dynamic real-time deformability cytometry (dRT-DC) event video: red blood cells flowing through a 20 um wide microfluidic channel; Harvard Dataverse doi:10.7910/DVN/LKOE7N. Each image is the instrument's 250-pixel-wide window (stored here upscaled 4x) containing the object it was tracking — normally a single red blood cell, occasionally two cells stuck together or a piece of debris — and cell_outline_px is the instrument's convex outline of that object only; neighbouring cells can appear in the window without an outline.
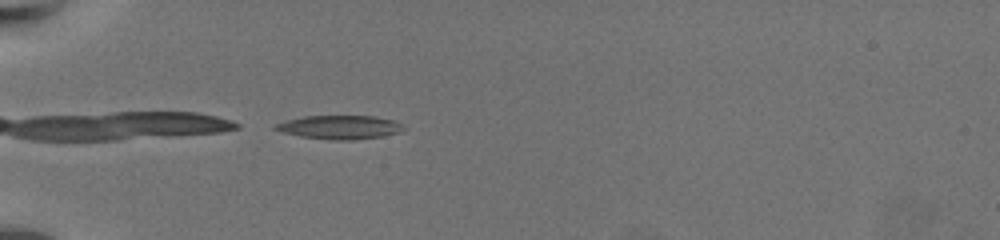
{"species": "common noctule bat (a hibernating species)", "species_latin": "Nyctalus noctula", "temperature_condition": "warm", "stored_images_in_passage": 42, "camera_frame_rate_fps": 3000, "um_per_image_px": 0.085, "animal": {"sex": "female", "body_mass_g": 19.5, "forearm_length_mm": 54.1}, "frame": {"image": 1, "passage_image": 1, "time_ms": 0.0, "image_size_px": [1000, 240], "cell_outline_px": [[404, 128], [400, 132], [380, 136], [352, 140], [332, 140], [300, 136], [284, 132], [272, 128], [272, 124], [284, 120], [304, 116], [376, 116], [396, 120]], "centroid_in_image_um": [28.83, 10.8], "position_along_channel_um": 56.2, "area_um2": 17.74}}
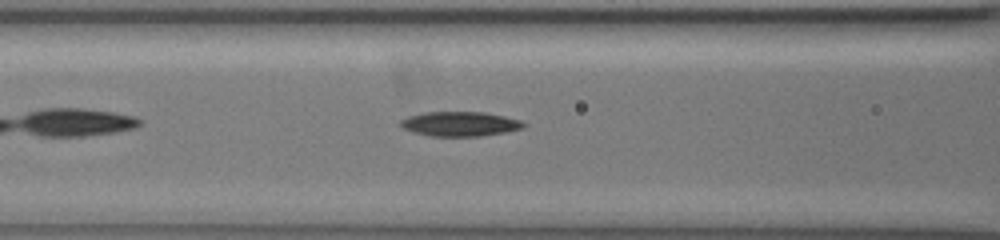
{"frame": {"image": 2, "passage_image": 9, "time_ms": 2.667, "image_size_px": [1000, 240], "cell_outline_px": [[528, 124], [524, 128], [504, 132], [480, 136], [428, 136], [404, 128], [400, 124], [400, 120], [408, 116], [424, 112], [484, 112], [504, 116], [520, 120]], "centroid_in_image_um": [39.13, 10.53], "position_along_channel_um": 127.5, "area_um2": 17.57}}
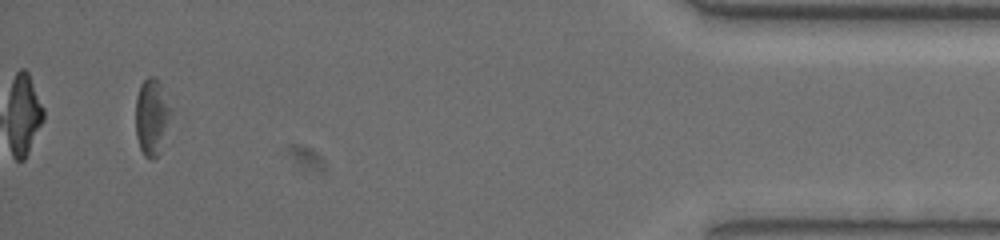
{"frame": {"image": 3, "passage_image": 40, "time_ms": 13.0, "image_size_px": [1000, 240], "cell_outline_px": [[172, 116], [156, 156], [152, 160], [144, 156], [140, 148], [136, 136], [136, 96], [140, 84], [148, 76], [156, 76], [160, 80], [172, 112]], "centroid_in_image_um": [12.89, 9.86], "position_along_channel_um": 422.3, "area_um2": 15.72}, "authors_computed_cell_mechanics": {"area_um2": 18.1492, "velocity_mm_per_s": 3.4415, "shape_relaxation_time_tau1_ms": 5.3931, "shape_relaxation_time_tau2_ms": 6.8609, "deformation_change_tau1": 0.1459, "deformation_change_tau2": 0.1861}}